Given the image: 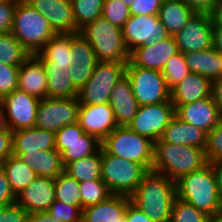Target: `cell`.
I'll return each mask as SVG.
<instances>
[{
  "label": "cell",
  "mask_w": 222,
  "mask_h": 222,
  "mask_svg": "<svg viewBox=\"0 0 222 222\" xmlns=\"http://www.w3.org/2000/svg\"><path fill=\"white\" fill-rule=\"evenodd\" d=\"M176 197L175 181L163 174L149 171L130 196V200L153 222H170Z\"/></svg>",
  "instance_id": "1"
},
{
  "label": "cell",
  "mask_w": 222,
  "mask_h": 222,
  "mask_svg": "<svg viewBox=\"0 0 222 222\" xmlns=\"http://www.w3.org/2000/svg\"><path fill=\"white\" fill-rule=\"evenodd\" d=\"M176 182V195L208 216L222 212L215 173L207 163L201 169L180 177Z\"/></svg>",
  "instance_id": "2"
},
{
  "label": "cell",
  "mask_w": 222,
  "mask_h": 222,
  "mask_svg": "<svg viewBox=\"0 0 222 222\" xmlns=\"http://www.w3.org/2000/svg\"><path fill=\"white\" fill-rule=\"evenodd\" d=\"M207 164L205 151L196 146L154 143V161L151 171L160 173L173 181Z\"/></svg>",
  "instance_id": "3"
},
{
  "label": "cell",
  "mask_w": 222,
  "mask_h": 222,
  "mask_svg": "<svg viewBox=\"0 0 222 222\" xmlns=\"http://www.w3.org/2000/svg\"><path fill=\"white\" fill-rule=\"evenodd\" d=\"M82 35L93 48L98 62L127 63L130 53L125 46L122 28L100 17L80 29Z\"/></svg>",
  "instance_id": "4"
},
{
  "label": "cell",
  "mask_w": 222,
  "mask_h": 222,
  "mask_svg": "<svg viewBox=\"0 0 222 222\" xmlns=\"http://www.w3.org/2000/svg\"><path fill=\"white\" fill-rule=\"evenodd\" d=\"M11 33L30 55H36L56 34L47 19L25 0L17 2Z\"/></svg>",
  "instance_id": "5"
},
{
  "label": "cell",
  "mask_w": 222,
  "mask_h": 222,
  "mask_svg": "<svg viewBox=\"0 0 222 222\" xmlns=\"http://www.w3.org/2000/svg\"><path fill=\"white\" fill-rule=\"evenodd\" d=\"M101 147L110 155L143 165L151 171L154 161V142L131 130L117 126L102 142Z\"/></svg>",
  "instance_id": "6"
},
{
  "label": "cell",
  "mask_w": 222,
  "mask_h": 222,
  "mask_svg": "<svg viewBox=\"0 0 222 222\" xmlns=\"http://www.w3.org/2000/svg\"><path fill=\"white\" fill-rule=\"evenodd\" d=\"M148 172L143 165L110 155L101 147V179L111 194L130 197Z\"/></svg>",
  "instance_id": "7"
},
{
  "label": "cell",
  "mask_w": 222,
  "mask_h": 222,
  "mask_svg": "<svg viewBox=\"0 0 222 222\" xmlns=\"http://www.w3.org/2000/svg\"><path fill=\"white\" fill-rule=\"evenodd\" d=\"M126 65L120 62H98L89 80L78 91L79 104L109 103L112 88L126 75Z\"/></svg>",
  "instance_id": "8"
},
{
  "label": "cell",
  "mask_w": 222,
  "mask_h": 222,
  "mask_svg": "<svg viewBox=\"0 0 222 222\" xmlns=\"http://www.w3.org/2000/svg\"><path fill=\"white\" fill-rule=\"evenodd\" d=\"M126 76L139 106L171 100V91L167 87L162 71L134 66L128 61Z\"/></svg>",
  "instance_id": "9"
},
{
  "label": "cell",
  "mask_w": 222,
  "mask_h": 222,
  "mask_svg": "<svg viewBox=\"0 0 222 222\" xmlns=\"http://www.w3.org/2000/svg\"><path fill=\"white\" fill-rule=\"evenodd\" d=\"M56 150L61 154L63 166L95 154L101 142L84 132L79 123L66 125L55 133Z\"/></svg>",
  "instance_id": "10"
},
{
  "label": "cell",
  "mask_w": 222,
  "mask_h": 222,
  "mask_svg": "<svg viewBox=\"0 0 222 222\" xmlns=\"http://www.w3.org/2000/svg\"><path fill=\"white\" fill-rule=\"evenodd\" d=\"M79 105L77 97L40 99L35 127L56 133L66 125L75 124Z\"/></svg>",
  "instance_id": "11"
},
{
  "label": "cell",
  "mask_w": 222,
  "mask_h": 222,
  "mask_svg": "<svg viewBox=\"0 0 222 222\" xmlns=\"http://www.w3.org/2000/svg\"><path fill=\"white\" fill-rule=\"evenodd\" d=\"M175 116V107L171 100L158 104L139 106L133 120L127 125L141 136L156 143L160 140L164 129Z\"/></svg>",
  "instance_id": "12"
},
{
  "label": "cell",
  "mask_w": 222,
  "mask_h": 222,
  "mask_svg": "<svg viewBox=\"0 0 222 222\" xmlns=\"http://www.w3.org/2000/svg\"><path fill=\"white\" fill-rule=\"evenodd\" d=\"M122 35L129 53L169 36L158 15H131L122 27Z\"/></svg>",
  "instance_id": "13"
},
{
  "label": "cell",
  "mask_w": 222,
  "mask_h": 222,
  "mask_svg": "<svg viewBox=\"0 0 222 222\" xmlns=\"http://www.w3.org/2000/svg\"><path fill=\"white\" fill-rule=\"evenodd\" d=\"M39 101L20 89L5 96L0 101L4 109L5 126L12 132L35 127Z\"/></svg>",
  "instance_id": "14"
},
{
  "label": "cell",
  "mask_w": 222,
  "mask_h": 222,
  "mask_svg": "<svg viewBox=\"0 0 222 222\" xmlns=\"http://www.w3.org/2000/svg\"><path fill=\"white\" fill-rule=\"evenodd\" d=\"M213 28L210 13H194L174 36L179 52L186 54L213 48Z\"/></svg>",
  "instance_id": "15"
},
{
  "label": "cell",
  "mask_w": 222,
  "mask_h": 222,
  "mask_svg": "<svg viewBox=\"0 0 222 222\" xmlns=\"http://www.w3.org/2000/svg\"><path fill=\"white\" fill-rule=\"evenodd\" d=\"M78 123L85 133L96 137L100 142L118 126L114 111L109 103L80 104Z\"/></svg>",
  "instance_id": "16"
},
{
  "label": "cell",
  "mask_w": 222,
  "mask_h": 222,
  "mask_svg": "<svg viewBox=\"0 0 222 222\" xmlns=\"http://www.w3.org/2000/svg\"><path fill=\"white\" fill-rule=\"evenodd\" d=\"M175 115L208 134L220 121L222 112L212 96L187 103L174 105Z\"/></svg>",
  "instance_id": "17"
},
{
  "label": "cell",
  "mask_w": 222,
  "mask_h": 222,
  "mask_svg": "<svg viewBox=\"0 0 222 222\" xmlns=\"http://www.w3.org/2000/svg\"><path fill=\"white\" fill-rule=\"evenodd\" d=\"M42 14L56 34L76 33L71 0H25Z\"/></svg>",
  "instance_id": "18"
},
{
  "label": "cell",
  "mask_w": 222,
  "mask_h": 222,
  "mask_svg": "<svg viewBox=\"0 0 222 222\" xmlns=\"http://www.w3.org/2000/svg\"><path fill=\"white\" fill-rule=\"evenodd\" d=\"M178 53L175 37L169 35L153 45L136 48L130 53L129 61L134 66L162 71L166 62Z\"/></svg>",
  "instance_id": "19"
},
{
  "label": "cell",
  "mask_w": 222,
  "mask_h": 222,
  "mask_svg": "<svg viewBox=\"0 0 222 222\" xmlns=\"http://www.w3.org/2000/svg\"><path fill=\"white\" fill-rule=\"evenodd\" d=\"M54 201V180L37 176L29 186L16 195L15 203L30 214L47 211Z\"/></svg>",
  "instance_id": "20"
},
{
  "label": "cell",
  "mask_w": 222,
  "mask_h": 222,
  "mask_svg": "<svg viewBox=\"0 0 222 222\" xmlns=\"http://www.w3.org/2000/svg\"><path fill=\"white\" fill-rule=\"evenodd\" d=\"M18 89L38 99L48 97L47 75L42 61L36 55H30L18 71Z\"/></svg>",
  "instance_id": "21"
},
{
  "label": "cell",
  "mask_w": 222,
  "mask_h": 222,
  "mask_svg": "<svg viewBox=\"0 0 222 222\" xmlns=\"http://www.w3.org/2000/svg\"><path fill=\"white\" fill-rule=\"evenodd\" d=\"M131 202L124 195H110L98 204L82 209V222H126L125 212Z\"/></svg>",
  "instance_id": "22"
},
{
  "label": "cell",
  "mask_w": 222,
  "mask_h": 222,
  "mask_svg": "<svg viewBox=\"0 0 222 222\" xmlns=\"http://www.w3.org/2000/svg\"><path fill=\"white\" fill-rule=\"evenodd\" d=\"M109 104L114 111L118 126H127L136 115L139 104L132 92L129 78L126 75L112 88Z\"/></svg>",
  "instance_id": "23"
},
{
  "label": "cell",
  "mask_w": 222,
  "mask_h": 222,
  "mask_svg": "<svg viewBox=\"0 0 222 222\" xmlns=\"http://www.w3.org/2000/svg\"><path fill=\"white\" fill-rule=\"evenodd\" d=\"M25 162L35 174L42 178L56 180L64 171L61 154L56 150H35L33 152H13Z\"/></svg>",
  "instance_id": "24"
},
{
  "label": "cell",
  "mask_w": 222,
  "mask_h": 222,
  "mask_svg": "<svg viewBox=\"0 0 222 222\" xmlns=\"http://www.w3.org/2000/svg\"><path fill=\"white\" fill-rule=\"evenodd\" d=\"M206 138L207 134L203 130L181 120L175 115L157 142L196 146L205 151Z\"/></svg>",
  "instance_id": "25"
},
{
  "label": "cell",
  "mask_w": 222,
  "mask_h": 222,
  "mask_svg": "<svg viewBox=\"0 0 222 222\" xmlns=\"http://www.w3.org/2000/svg\"><path fill=\"white\" fill-rule=\"evenodd\" d=\"M210 96H212V81L192 72L171 91L173 105H184Z\"/></svg>",
  "instance_id": "26"
},
{
  "label": "cell",
  "mask_w": 222,
  "mask_h": 222,
  "mask_svg": "<svg viewBox=\"0 0 222 222\" xmlns=\"http://www.w3.org/2000/svg\"><path fill=\"white\" fill-rule=\"evenodd\" d=\"M13 152L56 149L55 133L36 127L12 132Z\"/></svg>",
  "instance_id": "27"
},
{
  "label": "cell",
  "mask_w": 222,
  "mask_h": 222,
  "mask_svg": "<svg viewBox=\"0 0 222 222\" xmlns=\"http://www.w3.org/2000/svg\"><path fill=\"white\" fill-rule=\"evenodd\" d=\"M183 55L190 72L209 78L212 82L222 77V54L214 48Z\"/></svg>",
  "instance_id": "28"
},
{
  "label": "cell",
  "mask_w": 222,
  "mask_h": 222,
  "mask_svg": "<svg viewBox=\"0 0 222 222\" xmlns=\"http://www.w3.org/2000/svg\"><path fill=\"white\" fill-rule=\"evenodd\" d=\"M47 75L49 98H74L78 90L70 78L71 66L61 64H42Z\"/></svg>",
  "instance_id": "29"
},
{
  "label": "cell",
  "mask_w": 222,
  "mask_h": 222,
  "mask_svg": "<svg viewBox=\"0 0 222 222\" xmlns=\"http://www.w3.org/2000/svg\"><path fill=\"white\" fill-rule=\"evenodd\" d=\"M194 13L182 0H163L158 17L168 35L175 36L185 27Z\"/></svg>",
  "instance_id": "30"
},
{
  "label": "cell",
  "mask_w": 222,
  "mask_h": 222,
  "mask_svg": "<svg viewBox=\"0 0 222 222\" xmlns=\"http://www.w3.org/2000/svg\"><path fill=\"white\" fill-rule=\"evenodd\" d=\"M70 52L71 33H60L55 34L36 56L42 61V64H61L72 67L75 63Z\"/></svg>",
  "instance_id": "31"
},
{
  "label": "cell",
  "mask_w": 222,
  "mask_h": 222,
  "mask_svg": "<svg viewBox=\"0 0 222 222\" xmlns=\"http://www.w3.org/2000/svg\"><path fill=\"white\" fill-rule=\"evenodd\" d=\"M0 166L4 170L15 195L29 186L37 177L31 167L14 155L9 156Z\"/></svg>",
  "instance_id": "32"
},
{
  "label": "cell",
  "mask_w": 222,
  "mask_h": 222,
  "mask_svg": "<svg viewBox=\"0 0 222 222\" xmlns=\"http://www.w3.org/2000/svg\"><path fill=\"white\" fill-rule=\"evenodd\" d=\"M64 172L78 182L101 179V148L95 154L66 164Z\"/></svg>",
  "instance_id": "33"
},
{
  "label": "cell",
  "mask_w": 222,
  "mask_h": 222,
  "mask_svg": "<svg viewBox=\"0 0 222 222\" xmlns=\"http://www.w3.org/2000/svg\"><path fill=\"white\" fill-rule=\"evenodd\" d=\"M29 56L11 32L0 33V62L20 66Z\"/></svg>",
  "instance_id": "34"
},
{
  "label": "cell",
  "mask_w": 222,
  "mask_h": 222,
  "mask_svg": "<svg viewBox=\"0 0 222 222\" xmlns=\"http://www.w3.org/2000/svg\"><path fill=\"white\" fill-rule=\"evenodd\" d=\"M54 186L55 200L78 206L81 210L83 209L79 191V182L76 179L70 177L63 171L54 181Z\"/></svg>",
  "instance_id": "35"
},
{
  "label": "cell",
  "mask_w": 222,
  "mask_h": 222,
  "mask_svg": "<svg viewBox=\"0 0 222 222\" xmlns=\"http://www.w3.org/2000/svg\"><path fill=\"white\" fill-rule=\"evenodd\" d=\"M76 20V33L86 24L101 17L104 0H71Z\"/></svg>",
  "instance_id": "36"
},
{
  "label": "cell",
  "mask_w": 222,
  "mask_h": 222,
  "mask_svg": "<svg viewBox=\"0 0 222 222\" xmlns=\"http://www.w3.org/2000/svg\"><path fill=\"white\" fill-rule=\"evenodd\" d=\"M79 191L82 208L98 204L112 195L102 179L79 182Z\"/></svg>",
  "instance_id": "37"
},
{
  "label": "cell",
  "mask_w": 222,
  "mask_h": 222,
  "mask_svg": "<svg viewBox=\"0 0 222 222\" xmlns=\"http://www.w3.org/2000/svg\"><path fill=\"white\" fill-rule=\"evenodd\" d=\"M190 72L184 55L179 52L172 56L162 70L167 87L172 91Z\"/></svg>",
  "instance_id": "38"
},
{
  "label": "cell",
  "mask_w": 222,
  "mask_h": 222,
  "mask_svg": "<svg viewBox=\"0 0 222 222\" xmlns=\"http://www.w3.org/2000/svg\"><path fill=\"white\" fill-rule=\"evenodd\" d=\"M71 55L77 65L96 66L98 59L89 42L79 33H71Z\"/></svg>",
  "instance_id": "39"
},
{
  "label": "cell",
  "mask_w": 222,
  "mask_h": 222,
  "mask_svg": "<svg viewBox=\"0 0 222 222\" xmlns=\"http://www.w3.org/2000/svg\"><path fill=\"white\" fill-rule=\"evenodd\" d=\"M209 217L195 206L176 197L172 206L170 222H208Z\"/></svg>",
  "instance_id": "40"
},
{
  "label": "cell",
  "mask_w": 222,
  "mask_h": 222,
  "mask_svg": "<svg viewBox=\"0 0 222 222\" xmlns=\"http://www.w3.org/2000/svg\"><path fill=\"white\" fill-rule=\"evenodd\" d=\"M130 16L129 7L121 0H104L102 18L122 28Z\"/></svg>",
  "instance_id": "41"
},
{
  "label": "cell",
  "mask_w": 222,
  "mask_h": 222,
  "mask_svg": "<svg viewBox=\"0 0 222 222\" xmlns=\"http://www.w3.org/2000/svg\"><path fill=\"white\" fill-rule=\"evenodd\" d=\"M205 158L207 163L222 159V117L218 124L207 134Z\"/></svg>",
  "instance_id": "42"
},
{
  "label": "cell",
  "mask_w": 222,
  "mask_h": 222,
  "mask_svg": "<svg viewBox=\"0 0 222 222\" xmlns=\"http://www.w3.org/2000/svg\"><path fill=\"white\" fill-rule=\"evenodd\" d=\"M47 212L59 222H82V210L78 206L58 200L54 201Z\"/></svg>",
  "instance_id": "43"
},
{
  "label": "cell",
  "mask_w": 222,
  "mask_h": 222,
  "mask_svg": "<svg viewBox=\"0 0 222 222\" xmlns=\"http://www.w3.org/2000/svg\"><path fill=\"white\" fill-rule=\"evenodd\" d=\"M19 66L0 62V101L14 90L18 89Z\"/></svg>",
  "instance_id": "44"
},
{
  "label": "cell",
  "mask_w": 222,
  "mask_h": 222,
  "mask_svg": "<svg viewBox=\"0 0 222 222\" xmlns=\"http://www.w3.org/2000/svg\"><path fill=\"white\" fill-rule=\"evenodd\" d=\"M18 0L0 1V33L11 32Z\"/></svg>",
  "instance_id": "45"
},
{
  "label": "cell",
  "mask_w": 222,
  "mask_h": 222,
  "mask_svg": "<svg viewBox=\"0 0 222 222\" xmlns=\"http://www.w3.org/2000/svg\"><path fill=\"white\" fill-rule=\"evenodd\" d=\"M163 0H134L129 6L131 15H158Z\"/></svg>",
  "instance_id": "46"
},
{
  "label": "cell",
  "mask_w": 222,
  "mask_h": 222,
  "mask_svg": "<svg viewBox=\"0 0 222 222\" xmlns=\"http://www.w3.org/2000/svg\"><path fill=\"white\" fill-rule=\"evenodd\" d=\"M29 213L18 204L0 208V222H27Z\"/></svg>",
  "instance_id": "47"
},
{
  "label": "cell",
  "mask_w": 222,
  "mask_h": 222,
  "mask_svg": "<svg viewBox=\"0 0 222 222\" xmlns=\"http://www.w3.org/2000/svg\"><path fill=\"white\" fill-rule=\"evenodd\" d=\"M96 66L74 64L69 72L73 86L79 91L89 80Z\"/></svg>",
  "instance_id": "48"
},
{
  "label": "cell",
  "mask_w": 222,
  "mask_h": 222,
  "mask_svg": "<svg viewBox=\"0 0 222 222\" xmlns=\"http://www.w3.org/2000/svg\"><path fill=\"white\" fill-rule=\"evenodd\" d=\"M15 200L16 195L13 193L6 174L0 166V208L14 204Z\"/></svg>",
  "instance_id": "49"
},
{
  "label": "cell",
  "mask_w": 222,
  "mask_h": 222,
  "mask_svg": "<svg viewBox=\"0 0 222 222\" xmlns=\"http://www.w3.org/2000/svg\"><path fill=\"white\" fill-rule=\"evenodd\" d=\"M11 155H13L12 131L5 127L0 130V165Z\"/></svg>",
  "instance_id": "50"
},
{
  "label": "cell",
  "mask_w": 222,
  "mask_h": 222,
  "mask_svg": "<svg viewBox=\"0 0 222 222\" xmlns=\"http://www.w3.org/2000/svg\"><path fill=\"white\" fill-rule=\"evenodd\" d=\"M195 13H210L218 0H182Z\"/></svg>",
  "instance_id": "51"
},
{
  "label": "cell",
  "mask_w": 222,
  "mask_h": 222,
  "mask_svg": "<svg viewBox=\"0 0 222 222\" xmlns=\"http://www.w3.org/2000/svg\"><path fill=\"white\" fill-rule=\"evenodd\" d=\"M125 219L126 222H153L144 212L139 210L131 202L127 205Z\"/></svg>",
  "instance_id": "52"
},
{
  "label": "cell",
  "mask_w": 222,
  "mask_h": 222,
  "mask_svg": "<svg viewBox=\"0 0 222 222\" xmlns=\"http://www.w3.org/2000/svg\"><path fill=\"white\" fill-rule=\"evenodd\" d=\"M212 97L222 112V77L212 82Z\"/></svg>",
  "instance_id": "53"
},
{
  "label": "cell",
  "mask_w": 222,
  "mask_h": 222,
  "mask_svg": "<svg viewBox=\"0 0 222 222\" xmlns=\"http://www.w3.org/2000/svg\"><path fill=\"white\" fill-rule=\"evenodd\" d=\"M27 222H59V220L55 219L47 211H42L30 213Z\"/></svg>",
  "instance_id": "54"
},
{
  "label": "cell",
  "mask_w": 222,
  "mask_h": 222,
  "mask_svg": "<svg viewBox=\"0 0 222 222\" xmlns=\"http://www.w3.org/2000/svg\"><path fill=\"white\" fill-rule=\"evenodd\" d=\"M213 27H222V0H218L210 12Z\"/></svg>",
  "instance_id": "55"
},
{
  "label": "cell",
  "mask_w": 222,
  "mask_h": 222,
  "mask_svg": "<svg viewBox=\"0 0 222 222\" xmlns=\"http://www.w3.org/2000/svg\"><path fill=\"white\" fill-rule=\"evenodd\" d=\"M210 164L212 165L213 171L215 173L219 196L222 199V159L212 162Z\"/></svg>",
  "instance_id": "56"
},
{
  "label": "cell",
  "mask_w": 222,
  "mask_h": 222,
  "mask_svg": "<svg viewBox=\"0 0 222 222\" xmlns=\"http://www.w3.org/2000/svg\"><path fill=\"white\" fill-rule=\"evenodd\" d=\"M213 48L222 54V27L213 28Z\"/></svg>",
  "instance_id": "57"
},
{
  "label": "cell",
  "mask_w": 222,
  "mask_h": 222,
  "mask_svg": "<svg viewBox=\"0 0 222 222\" xmlns=\"http://www.w3.org/2000/svg\"><path fill=\"white\" fill-rule=\"evenodd\" d=\"M5 126V122H4V109H3V105L0 102V130L4 129Z\"/></svg>",
  "instance_id": "58"
},
{
  "label": "cell",
  "mask_w": 222,
  "mask_h": 222,
  "mask_svg": "<svg viewBox=\"0 0 222 222\" xmlns=\"http://www.w3.org/2000/svg\"><path fill=\"white\" fill-rule=\"evenodd\" d=\"M208 222H222V212L210 216Z\"/></svg>",
  "instance_id": "59"
},
{
  "label": "cell",
  "mask_w": 222,
  "mask_h": 222,
  "mask_svg": "<svg viewBox=\"0 0 222 222\" xmlns=\"http://www.w3.org/2000/svg\"><path fill=\"white\" fill-rule=\"evenodd\" d=\"M121 1L129 7L134 0H121Z\"/></svg>",
  "instance_id": "60"
}]
</instances>
